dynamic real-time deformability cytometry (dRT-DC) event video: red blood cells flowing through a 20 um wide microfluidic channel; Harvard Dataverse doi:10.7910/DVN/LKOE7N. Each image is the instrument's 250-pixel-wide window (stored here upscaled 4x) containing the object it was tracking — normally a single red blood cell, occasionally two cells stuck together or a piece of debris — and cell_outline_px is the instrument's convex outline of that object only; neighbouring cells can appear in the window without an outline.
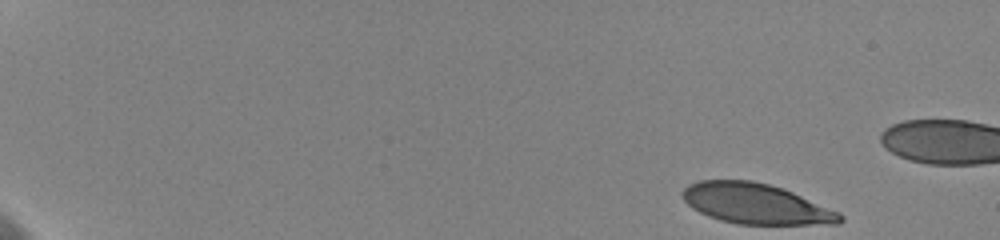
{"species": "human", "species_latin": "Homo sapiens", "temperature_condition": "cold", "stored_images_in_passage": 31, "camera_frame_rate_fps": 3000, "um_per_image_px": 0.085, "donor": {"sex": "female"}, "frame": {"image": 1, "passage_image": 1, "time_ms": 0.0, "image_size_px": [1000, 240], "cell_outline_px": [[844, 220], [840, 224], [736, 224], [720, 220], [708, 216], [692, 208], [684, 200], [680, 192], [688, 184], [700, 180], [752, 180], [768, 184], [792, 192], [840, 212], [844, 216]], "centroid_in_image_um": [64.24, 17.32], "position_along_channel_um": 20.8, "area_um2": 37.11}}